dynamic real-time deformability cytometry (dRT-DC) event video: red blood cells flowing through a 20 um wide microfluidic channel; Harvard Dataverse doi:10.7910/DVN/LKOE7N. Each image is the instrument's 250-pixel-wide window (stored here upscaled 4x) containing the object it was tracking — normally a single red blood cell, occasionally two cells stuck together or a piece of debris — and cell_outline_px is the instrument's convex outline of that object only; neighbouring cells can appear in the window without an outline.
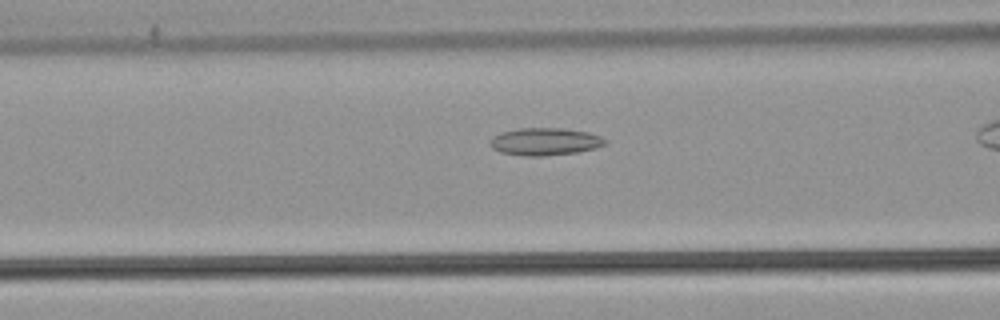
{"species": "common noctule bat (a hibernating species)", "species_latin": "Nyctalus noctula", "temperature_condition": "warm", "stored_images_in_passage": 33, "camera_frame_rate_fps": 3000, "um_per_image_px": 0.085, "animal": {"sex": "male", "body_mass_g": 21.5, "forearm_length_mm": 52.0}, "frame": {"image": 1, "passage_image": 13, "time_ms": 4.0, "image_size_px": [1000, 320], "cell_outline_px": [[608, 140], [604, 144], [596, 148], [576, 152], [544, 156], [524, 156], [500, 152], [492, 148], [488, 144], [488, 140], [492, 136], [500, 132], [520, 128], [564, 128], [588, 132], [600, 136]], "centroid_in_image_um": [46.27, 12.03], "position_along_channel_um": 120.3, "area_um2": 18.61}}
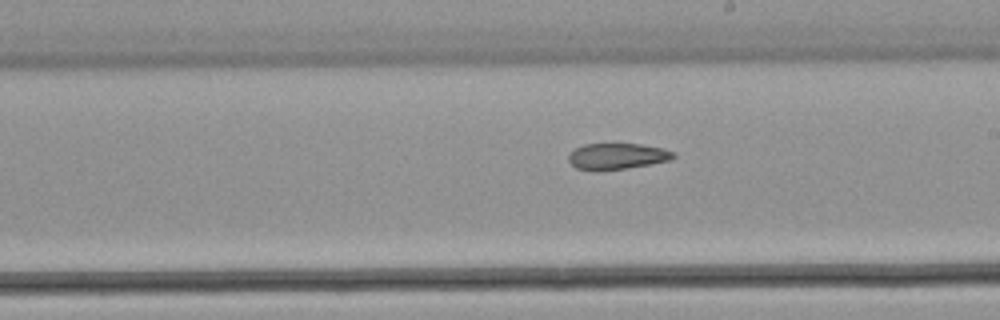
{"frame": {"image": 2, "passage_image": 22, "time_ms": 7.0, "image_size_px": [1000, 320], "cell_outline_px": [[676, 156], [668, 160], [648, 164], [624, 168], [576, 168], [568, 160], [568, 156], [576, 148], [584, 144], [640, 144], [664, 148], [672, 152]], "centroid_in_image_um": [52.48, 13.24], "position_along_channel_um": 236.5, "area_um2": 15.14}}
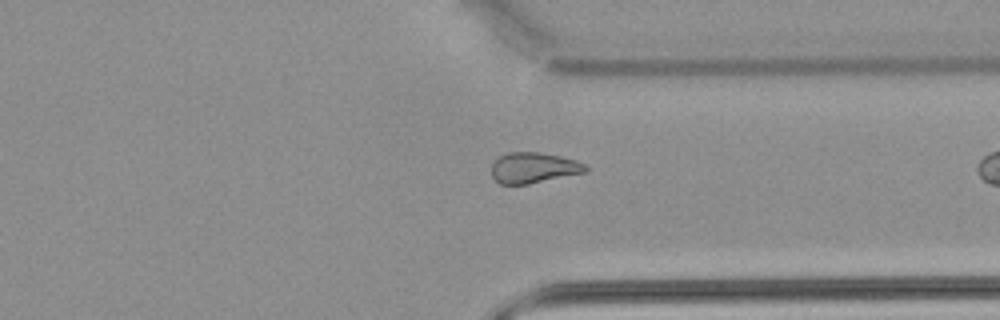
{"frame": {"image": 3, "passage_image": 32, "time_ms": 10.333, "image_size_px": [1000, 320], "cell_outline_px": [[588, 168], [584, 172], [528, 184], [500, 184], [492, 176], [492, 164], [500, 156], [508, 152], [536, 152], [560, 156], [576, 160], [584, 164]], "centroid_in_image_um": [45.33, 14.26], "position_along_channel_um": 366.1, "area_um2": 16.53}}